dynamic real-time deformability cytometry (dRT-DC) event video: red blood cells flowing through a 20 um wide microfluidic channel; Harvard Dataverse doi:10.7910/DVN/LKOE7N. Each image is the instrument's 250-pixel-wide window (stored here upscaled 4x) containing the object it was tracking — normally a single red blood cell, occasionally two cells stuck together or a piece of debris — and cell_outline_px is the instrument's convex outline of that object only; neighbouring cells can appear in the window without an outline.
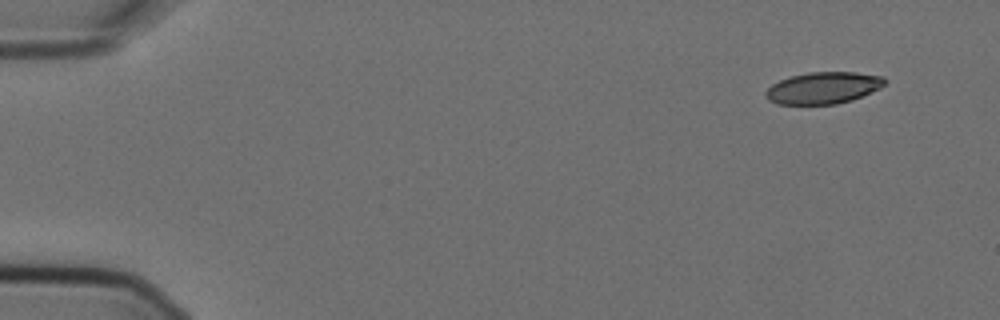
{"species": "Egyptian fruit bat (a non-hibernating species)", "species_latin": "Rousettus aegyptiacus", "temperature_condition": "cold", "stored_images_in_passage": 4, "camera_frame_rate_fps": 3000, "um_per_image_px": 0.085, "animal": {"sex": "female"}, "frame": {"image": 1, "passage_image": 1, "time_ms": 0.0, "image_size_px": [1000, 320], "cell_outline_px": [[888, 80], [880, 88], [852, 100], [836, 104], [776, 104], [768, 100], [764, 96], [764, 92], [772, 84], [780, 80], [792, 76], [808, 72], [856, 72], [884, 76]], "centroid_in_image_um": [69.97, 7.47], "position_along_channel_um": 15.0, "area_um2": 22.14}}
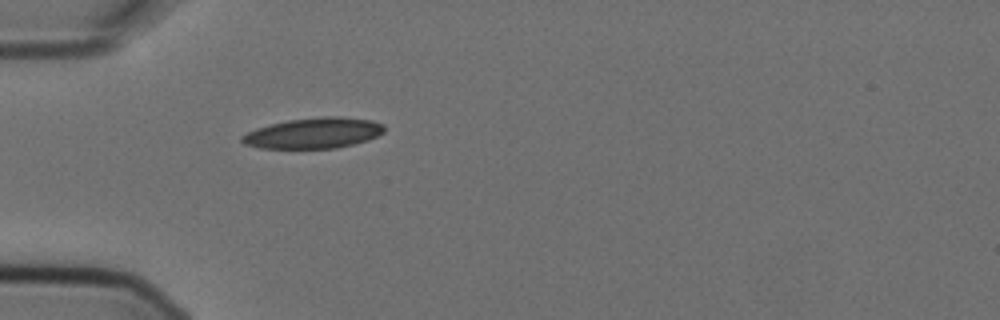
{"frame": {"image": 2, "passage_image": 4, "time_ms": 1.0, "image_size_px": [1000, 320], "cell_outline_px": [[384, 132], [368, 140], [336, 148], [260, 148], [244, 144], [240, 140], [240, 136], [256, 128], [288, 120], [324, 116], [340, 116], [372, 120], [384, 124]], "centroid_in_image_um": [26.66, 11.31], "position_along_channel_um": 58.3, "area_um2": 25.37}}